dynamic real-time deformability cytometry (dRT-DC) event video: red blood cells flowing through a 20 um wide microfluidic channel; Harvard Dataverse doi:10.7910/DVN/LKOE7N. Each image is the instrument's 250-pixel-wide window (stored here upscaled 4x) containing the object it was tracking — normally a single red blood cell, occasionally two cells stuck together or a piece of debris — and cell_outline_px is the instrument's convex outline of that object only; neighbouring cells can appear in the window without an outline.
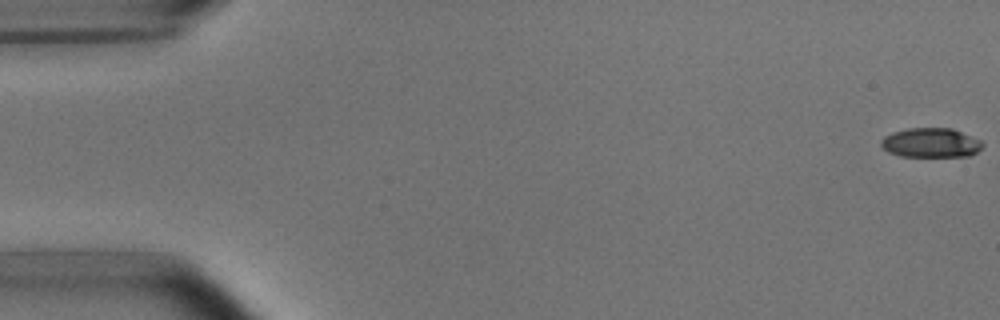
{"species": "common noctule bat (a hibernating species)", "species_latin": "Nyctalus noctula", "temperature_condition": "room temperature", "stored_images_in_passage": 6, "camera_frame_rate_fps": 3000, "um_per_image_px": 0.085, "animal": {"sex": "male", "body_mass_g": 15.6}, "frame": {"image": 1, "passage_image": 1, "time_ms": 0.0, "image_size_px": [1000, 320], "cell_outline_px": [[984, 144], [976, 152], [968, 156], [900, 156], [888, 152], [880, 144], [880, 140], [884, 136], [892, 132], [908, 128], [952, 128], [980, 140]], "centroid_in_image_um": [79.09, 12.13], "position_along_channel_um": 5.9, "area_um2": 17.34}}
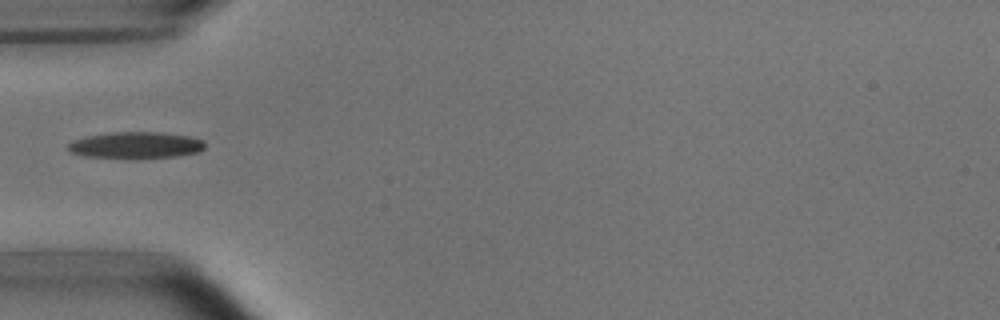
{"frame": {"image": 2, "passage_image": 5, "time_ms": 5.667, "image_size_px": [1000, 320], "cell_outline_px": [[204, 148], [200, 152], [176, 156], [140, 160], [128, 160], [84, 156], [68, 152], [68, 144], [72, 140], [88, 136], [112, 132], [160, 132], [188, 136], [204, 140]], "centroid_in_image_um": [11.52, 12.38], "position_along_channel_um": 73.5, "area_um2": 21.91}}